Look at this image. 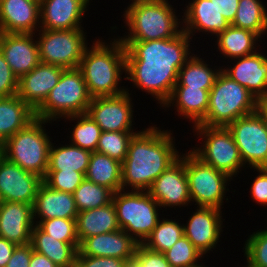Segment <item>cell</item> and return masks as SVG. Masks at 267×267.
<instances>
[{"label":"cell","instance_id":"603a6c76","mask_svg":"<svg viewBox=\"0 0 267 267\" xmlns=\"http://www.w3.org/2000/svg\"><path fill=\"white\" fill-rule=\"evenodd\" d=\"M39 30L38 3L31 0H0V33L36 34Z\"/></svg>","mask_w":267,"mask_h":267},{"label":"cell","instance_id":"f35d334b","mask_svg":"<svg viewBox=\"0 0 267 267\" xmlns=\"http://www.w3.org/2000/svg\"><path fill=\"white\" fill-rule=\"evenodd\" d=\"M164 255L171 267H196L205 258L184 235Z\"/></svg>","mask_w":267,"mask_h":267},{"label":"cell","instance_id":"8d00e7d4","mask_svg":"<svg viewBox=\"0 0 267 267\" xmlns=\"http://www.w3.org/2000/svg\"><path fill=\"white\" fill-rule=\"evenodd\" d=\"M114 192L106 186L84 179L74 191L73 196L78 210L86 211L103 207L112 202Z\"/></svg>","mask_w":267,"mask_h":267},{"label":"cell","instance_id":"680465c9","mask_svg":"<svg viewBox=\"0 0 267 267\" xmlns=\"http://www.w3.org/2000/svg\"><path fill=\"white\" fill-rule=\"evenodd\" d=\"M3 142L0 140V150L2 148Z\"/></svg>","mask_w":267,"mask_h":267},{"label":"cell","instance_id":"6f0895ef","mask_svg":"<svg viewBox=\"0 0 267 267\" xmlns=\"http://www.w3.org/2000/svg\"><path fill=\"white\" fill-rule=\"evenodd\" d=\"M205 262H203L202 264L196 266V267H207L206 264H204ZM209 267V266H208ZM212 267V266H211Z\"/></svg>","mask_w":267,"mask_h":267},{"label":"cell","instance_id":"f1b7e54d","mask_svg":"<svg viewBox=\"0 0 267 267\" xmlns=\"http://www.w3.org/2000/svg\"><path fill=\"white\" fill-rule=\"evenodd\" d=\"M35 118V112L18 96L0 97V140L4 143Z\"/></svg>","mask_w":267,"mask_h":267},{"label":"cell","instance_id":"c3c4849f","mask_svg":"<svg viewBox=\"0 0 267 267\" xmlns=\"http://www.w3.org/2000/svg\"><path fill=\"white\" fill-rule=\"evenodd\" d=\"M219 13L231 24L235 18L239 0H211Z\"/></svg>","mask_w":267,"mask_h":267},{"label":"cell","instance_id":"44dd1931","mask_svg":"<svg viewBox=\"0 0 267 267\" xmlns=\"http://www.w3.org/2000/svg\"><path fill=\"white\" fill-rule=\"evenodd\" d=\"M139 243L122 229L85 238L77 256L112 257L132 260Z\"/></svg>","mask_w":267,"mask_h":267},{"label":"cell","instance_id":"bcb514c9","mask_svg":"<svg viewBox=\"0 0 267 267\" xmlns=\"http://www.w3.org/2000/svg\"><path fill=\"white\" fill-rule=\"evenodd\" d=\"M81 267H126L127 260L112 257L76 256Z\"/></svg>","mask_w":267,"mask_h":267},{"label":"cell","instance_id":"681fc988","mask_svg":"<svg viewBox=\"0 0 267 267\" xmlns=\"http://www.w3.org/2000/svg\"><path fill=\"white\" fill-rule=\"evenodd\" d=\"M16 244L0 237V267H5L9 262Z\"/></svg>","mask_w":267,"mask_h":267},{"label":"cell","instance_id":"4fadbf2b","mask_svg":"<svg viewBox=\"0 0 267 267\" xmlns=\"http://www.w3.org/2000/svg\"><path fill=\"white\" fill-rule=\"evenodd\" d=\"M126 92L118 96L93 97L87 114L101 128V131H135L134 107L132 98ZM134 123V124H133Z\"/></svg>","mask_w":267,"mask_h":267},{"label":"cell","instance_id":"f546056e","mask_svg":"<svg viewBox=\"0 0 267 267\" xmlns=\"http://www.w3.org/2000/svg\"><path fill=\"white\" fill-rule=\"evenodd\" d=\"M195 53L186 61L179 70L178 80L174 88H199L210 90L221 72L222 66H212ZM214 69H213V68ZM218 69H217V68Z\"/></svg>","mask_w":267,"mask_h":267},{"label":"cell","instance_id":"d6986e66","mask_svg":"<svg viewBox=\"0 0 267 267\" xmlns=\"http://www.w3.org/2000/svg\"><path fill=\"white\" fill-rule=\"evenodd\" d=\"M64 68L40 62L18 81L17 95L35 112L58 84Z\"/></svg>","mask_w":267,"mask_h":267},{"label":"cell","instance_id":"9f6ffc18","mask_svg":"<svg viewBox=\"0 0 267 267\" xmlns=\"http://www.w3.org/2000/svg\"><path fill=\"white\" fill-rule=\"evenodd\" d=\"M31 1L36 2V3H38L39 5H41V3H42V0H31Z\"/></svg>","mask_w":267,"mask_h":267},{"label":"cell","instance_id":"d590c367","mask_svg":"<svg viewBox=\"0 0 267 267\" xmlns=\"http://www.w3.org/2000/svg\"><path fill=\"white\" fill-rule=\"evenodd\" d=\"M66 121H73L75 124L70 130L69 142L77 147H80L90 152L97 149L98 140L101 135V128L96 122L87 114H78L65 117ZM77 121V122H76Z\"/></svg>","mask_w":267,"mask_h":267},{"label":"cell","instance_id":"60d3db41","mask_svg":"<svg viewBox=\"0 0 267 267\" xmlns=\"http://www.w3.org/2000/svg\"><path fill=\"white\" fill-rule=\"evenodd\" d=\"M36 225L58 241L70 243L77 250L79 249L80 242L76 233V219L53 218L41 220Z\"/></svg>","mask_w":267,"mask_h":267},{"label":"cell","instance_id":"6da1fadb","mask_svg":"<svg viewBox=\"0 0 267 267\" xmlns=\"http://www.w3.org/2000/svg\"><path fill=\"white\" fill-rule=\"evenodd\" d=\"M191 41L185 31L169 39L121 41L126 65L123 78L153 96L161 108L172 94L179 70L194 54Z\"/></svg>","mask_w":267,"mask_h":267},{"label":"cell","instance_id":"30bf717a","mask_svg":"<svg viewBox=\"0 0 267 267\" xmlns=\"http://www.w3.org/2000/svg\"><path fill=\"white\" fill-rule=\"evenodd\" d=\"M187 151L185 153V170L191 198L190 205L222 210L224 200L228 201L226 193L229 188L227 185L229 186L230 181H234V179L202 162L190 149Z\"/></svg>","mask_w":267,"mask_h":267},{"label":"cell","instance_id":"8fae6325","mask_svg":"<svg viewBox=\"0 0 267 267\" xmlns=\"http://www.w3.org/2000/svg\"><path fill=\"white\" fill-rule=\"evenodd\" d=\"M84 29L46 30L35 34L40 61L64 69L78 68L88 40Z\"/></svg>","mask_w":267,"mask_h":267},{"label":"cell","instance_id":"cb8c5ba5","mask_svg":"<svg viewBox=\"0 0 267 267\" xmlns=\"http://www.w3.org/2000/svg\"><path fill=\"white\" fill-rule=\"evenodd\" d=\"M34 226L33 205L0 202V237L16 245H27L31 242Z\"/></svg>","mask_w":267,"mask_h":267},{"label":"cell","instance_id":"7bdbcfd3","mask_svg":"<svg viewBox=\"0 0 267 267\" xmlns=\"http://www.w3.org/2000/svg\"><path fill=\"white\" fill-rule=\"evenodd\" d=\"M18 78L13 74L3 54L0 52V97L17 95Z\"/></svg>","mask_w":267,"mask_h":267},{"label":"cell","instance_id":"74e56055","mask_svg":"<svg viewBox=\"0 0 267 267\" xmlns=\"http://www.w3.org/2000/svg\"><path fill=\"white\" fill-rule=\"evenodd\" d=\"M137 131H102L98 140L96 151L114 158L121 163L127 156L131 138Z\"/></svg>","mask_w":267,"mask_h":267},{"label":"cell","instance_id":"8992f818","mask_svg":"<svg viewBox=\"0 0 267 267\" xmlns=\"http://www.w3.org/2000/svg\"><path fill=\"white\" fill-rule=\"evenodd\" d=\"M257 110L258 100L244 86L221 71L210 89L206 116L197 125L227 127L238 118Z\"/></svg>","mask_w":267,"mask_h":267},{"label":"cell","instance_id":"7dc6e473","mask_svg":"<svg viewBox=\"0 0 267 267\" xmlns=\"http://www.w3.org/2000/svg\"><path fill=\"white\" fill-rule=\"evenodd\" d=\"M33 248L31 244L17 245L5 267H29Z\"/></svg>","mask_w":267,"mask_h":267},{"label":"cell","instance_id":"d4e9b609","mask_svg":"<svg viewBox=\"0 0 267 267\" xmlns=\"http://www.w3.org/2000/svg\"><path fill=\"white\" fill-rule=\"evenodd\" d=\"M77 215L73 194L54 190L44 182L41 183L33 204L35 224L53 218L76 219Z\"/></svg>","mask_w":267,"mask_h":267},{"label":"cell","instance_id":"7a4b0ae2","mask_svg":"<svg viewBox=\"0 0 267 267\" xmlns=\"http://www.w3.org/2000/svg\"><path fill=\"white\" fill-rule=\"evenodd\" d=\"M150 125L137 130L122 162V190L147 191L180 154L173 131Z\"/></svg>","mask_w":267,"mask_h":267},{"label":"cell","instance_id":"277c9868","mask_svg":"<svg viewBox=\"0 0 267 267\" xmlns=\"http://www.w3.org/2000/svg\"><path fill=\"white\" fill-rule=\"evenodd\" d=\"M173 6L169 0H138L128 3L121 16L125 20L128 35L117 38L120 41H152L179 35L183 31L182 15H177Z\"/></svg>","mask_w":267,"mask_h":267},{"label":"cell","instance_id":"4dcf8cb0","mask_svg":"<svg viewBox=\"0 0 267 267\" xmlns=\"http://www.w3.org/2000/svg\"><path fill=\"white\" fill-rule=\"evenodd\" d=\"M30 244L34 251L45 255L59 267H70L76 262L78 250L72 244L58 241L36 224L31 232Z\"/></svg>","mask_w":267,"mask_h":267},{"label":"cell","instance_id":"5b68a950","mask_svg":"<svg viewBox=\"0 0 267 267\" xmlns=\"http://www.w3.org/2000/svg\"><path fill=\"white\" fill-rule=\"evenodd\" d=\"M49 121L35 117L24 128L7 139L0 150L6 159L44 178L49 163V150L52 144L46 130Z\"/></svg>","mask_w":267,"mask_h":267},{"label":"cell","instance_id":"b9f144b4","mask_svg":"<svg viewBox=\"0 0 267 267\" xmlns=\"http://www.w3.org/2000/svg\"><path fill=\"white\" fill-rule=\"evenodd\" d=\"M84 179L83 173L73 170H47L43 182L54 190L73 194Z\"/></svg>","mask_w":267,"mask_h":267},{"label":"cell","instance_id":"db71d44e","mask_svg":"<svg viewBox=\"0 0 267 267\" xmlns=\"http://www.w3.org/2000/svg\"><path fill=\"white\" fill-rule=\"evenodd\" d=\"M258 110L264 114L267 120V107H258Z\"/></svg>","mask_w":267,"mask_h":267},{"label":"cell","instance_id":"ba28073f","mask_svg":"<svg viewBox=\"0 0 267 267\" xmlns=\"http://www.w3.org/2000/svg\"><path fill=\"white\" fill-rule=\"evenodd\" d=\"M112 202L120 229L139 244L157 226L160 215H164L160 214L163 209H159L160 205L147 191L119 190L113 194Z\"/></svg>","mask_w":267,"mask_h":267},{"label":"cell","instance_id":"e0dca14e","mask_svg":"<svg viewBox=\"0 0 267 267\" xmlns=\"http://www.w3.org/2000/svg\"><path fill=\"white\" fill-rule=\"evenodd\" d=\"M35 34L0 33V52L18 80L41 61Z\"/></svg>","mask_w":267,"mask_h":267},{"label":"cell","instance_id":"83f0119b","mask_svg":"<svg viewBox=\"0 0 267 267\" xmlns=\"http://www.w3.org/2000/svg\"><path fill=\"white\" fill-rule=\"evenodd\" d=\"M214 38H217L215 40L217 52L222 54L223 59L229 58L228 61L255 53L262 42L256 33L232 25Z\"/></svg>","mask_w":267,"mask_h":267},{"label":"cell","instance_id":"ee69618b","mask_svg":"<svg viewBox=\"0 0 267 267\" xmlns=\"http://www.w3.org/2000/svg\"><path fill=\"white\" fill-rule=\"evenodd\" d=\"M254 169L253 172H258L257 176L254 177L253 182H251L250 186V195L254 202L258 205L267 206V167L263 168H252Z\"/></svg>","mask_w":267,"mask_h":267},{"label":"cell","instance_id":"e575fe53","mask_svg":"<svg viewBox=\"0 0 267 267\" xmlns=\"http://www.w3.org/2000/svg\"><path fill=\"white\" fill-rule=\"evenodd\" d=\"M176 220L161 217L142 245L154 252L169 250L184 235L183 224Z\"/></svg>","mask_w":267,"mask_h":267},{"label":"cell","instance_id":"f5cc1de1","mask_svg":"<svg viewBox=\"0 0 267 267\" xmlns=\"http://www.w3.org/2000/svg\"><path fill=\"white\" fill-rule=\"evenodd\" d=\"M126 267H141V266L135 259H132L127 261Z\"/></svg>","mask_w":267,"mask_h":267},{"label":"cell","instance_id":"f6af8a7d","mask_svg":"<svg viewBox=\"0 0 267 267\" xmlns=\"http://www.w3.org/2000/svg\"><path fill=\"white\" fill-rule=\"evenodd\" d=\"M134 259L141 267H171L164 253L154 252L139 244Z\"/></svg>","mask_w":267,"mask_h":267},{"label":"cell","instance_id":"816d5d0a","mask_svg":"<svg viewBox=\"0 0 267 267\" xmlns=\"http://www.w3.org/2000/svg\"><path fill=\"white\" fill-rule=\"evenodd\" d=\"M258 107H267V88L264 94L258 99Z\"/></svg>","mask_w":267,"mask_h":267},{"label":"cell","instance_id":"11a10c76","mask_svg":"<svg viewBox=\"0 0 267 267\" xmlns=\"http://www.w3.org/2000/svg\"><path fill=\"white\" fill-rule=\"evenodd\" d=\"M70 267H81L77 262H75L73 265H71Z\"/></svg>","mask_w":267,"mask_h":267},{"label":"cell","instance_id":"4316f807","mask_svg":"<svg viewBox=\"0 0 267 267\" xmlns=\"http://www.w3.org/2000/svg\"><path fill=\"white\" fill-rule=\"evenodd\" d=\"M120 230L113 202L106 206L78 212L76 233L79 242L95 235Z\"/></svg>","mask_w":267,"mask_h":267},{"label":"cell","instance_id":"d6a6232c","mask_svg":"<svg viewBox=\"0 0 267 267\" xmlns=\"http://www.w3.org/2000/svg\"><path fill=\"white\" fill-rule=\"evenodd\" d=\"M54 145L52 142L49 150L48 170H73L86 174L92 152L71 143Z\"/></svg>","mask_w":267,"mask_h":267},{"label":"cell","instance_id":"ffe728a7","mask_svg":"<svg viewBox=\"0 0 267 267\" xmlns=\"http://www.w3.org/2000/svg\"><path fill=\"white\" fill-rule=\"evenodd\" d=\"M92 0H42L40 5V29H84L82 17Z\"/></svg>","mask_w":267,"mask_h":267},{"label":"cell","instance_id":"7c38bea8","mask_svg":"<svg viewBox=\"0 0 267 267\" xmlns=\"http://www.w3.org/2000/svg\"><path fill=\"white\" fill-rule=\"evenodd\" d=\"M245 167H267V120L259 110L227 126ZM247 165V166H246Z\"/></svg>","mask_w":267,"mask_h":267},{"label":"cell","instance_id":"1f68e13d","mask_svg":"<svg viewBox=\"0 0 267 267\" xmlns=\"http://www.w3.org/2000/svg\"><path fill=\"white\" fill-rule=\"evenodd\" d=\"M85 178L95 184L106 186L115 193L122 190V163L94 151L91 153Z\"/></svg>","mask_w":267,"mask_h":267},{"label":"cell","instance_id":"ab89813d","mask_svg":"<svg viewBox=\"0 0 267 267\" xmlns=\"http://www.w3.org/2000/svg\"><path fill=\"white\" fill-rule=\"evenodd\" d=\"M259 230L249 235L244 243L242 252L249 267H267V227Z\"/></svg>","mask_w":267,"mask_h":267},{"label":"cell","instance_id":"ac0fdd59","mask_svg":"<svg viewBox=\"0 0 267 267\" xmlns=\"http://www.w3.org/2000/svg\"><path fill=\"white\" fill-rule=\"evenodd\" d=\"M230 62L232 63L228 67L222 66L221 71L244 86L258 100L267 88V56L264 51L261 52L259 48L253 54L232 59Z\"/></svg>","mask_w":267,"mask_h":267},{"label":"cell","instance_id":"7402d4cb","mask_svg":"<svg viewBox=\"0 0 267 267\" xmlns=\"http://www.w3.org/2000/svg\"><path fill=\"white\" fill-rule=\"evenodd\" d=\"M184 8L182 29L192 39L198 32L216 37L230 26L211 0H191Z\"/></svg>","mask_w":267,"mask_h":267},{"label":"cell","instance_id":"836d02e7","mask_svg":"<svg viewBox=\"0 0 267 267\" xmlns=\"http://www.w3.org/2000/svg\"><path fill=\"white\" fill-rule=\"evenodd\" d=\"M263 3L262 0H239L235 18L230 25L249 30L263 39L267 34V10Z\"/></svg>","mask_w":267,"mask_h":267},{"label":"cell","instance_id":"f907efd6","mask_svg":"<svg viewBox=\"0 0 267 267\" xmlns=\"http://www.w3.org/2000/svg\"><path fill=\"white\" fill-rule=\"evenodd\" d=\"M29 267H59L53 263L48 257L36 251H32Z\"/></svg>","mask_w":267,"mask_h":267},{"label":"cell","instance_id":"9c48e42d","mask_svg":"<svg viewBox=\"0 0 267 267\" xmlns=\"http://www.w3.org/2000/svg\"><path fill=\"white\" fill-rule=\"evenodd\" d=\"M194 136L202 140L198 147L191 148V152L207 165L227 174L230 178L238 176L244 170V163L233 136L227 127H209L195 125ZM243 167V168H242Z\"/></svg>","mask_w":267,"mask_h":267},{"label":"cell","instance_id":"5bb4252c","mask_svg":"<svg viewBox=\"0 0 267 267\" xmlns=\"http://www.w3.org/2000/svg\"><path fill=\"white\" fill-rule=\"evenodd\" d=\"M147 192L164 210L184 207L191 203L188 180L185 170V153L170 165L156 180Z\"/></svg>","mask_w":267,"mask_h":267},{"label":"cell","instance_id":"484cf974","mask_svg":"<svg viewBox=\"0 0 267 267\" xmlns=\"http://www.w3.org/2000/svg\"><path fill=\"white\" fill-rule=\"evenodd\" d=\"M210 90L199 88H173L170 98L163 104L165 109L174 106L178 116L189 119L195 126L208 111Z\"/></svg>","mask_w":267,"mask_h":267},{"label":"cell","instance_id":"3957f363","mask_svg":"<svg viewBox=\"0 0 267 267\" xmlns=\"http://www.w3.org/2000/svg\"><path fill=\"white\" fill-rule=\"evenodd\" d=\"M104 41L102 37L92 41V46L85 48L78 67L92 98L126 92V87L120 85L122 75L126 73L125 47L117 37L110 43Z\"/></svg>","mask_w":267,"mask_h":267},{"label":"cell","instance_id":"9a60e30c","mask_svg":"<svg viewBox=\"0 0 267 267\" xmlns=\"http://www.w3.org/2000/svg\"><path fill=\"white\" fill-rule=\"evenodd\" d=\"M43 178L23 170L0 154V202L33 205Z\"/></svg>","mask_w":267,"mask_h":267},{"label":"cell","instance_id":"2e32d148","mask_svg":"<svg viewBox=\"0 0 267 267\" xmlns=\"http://www.w3.org/2000/svg\"><path fill=\"white\" fill-rule=\"evenodd\" d=\"M191 214L183 223L184 236L205 256L217 248L225 219L222 211L214 207H196Z\"/></svg>","mask_w":267,"mask_h":267},{"label":"cell","instance_id":"52a82bcc","mask_svg":"<svg viewBox=\"0 0 267 267\" xmlns=\"http://www.w3.org/2000/svg\"><path fill=\"white\" fill-rule=\"evenodd\" d=\"M91 99L81 70L64 69L58 84L35 111V117L57 122L68 116L85 114Z\"/></svg>","mask_w":267,"mask_h":267}]
</instances>
